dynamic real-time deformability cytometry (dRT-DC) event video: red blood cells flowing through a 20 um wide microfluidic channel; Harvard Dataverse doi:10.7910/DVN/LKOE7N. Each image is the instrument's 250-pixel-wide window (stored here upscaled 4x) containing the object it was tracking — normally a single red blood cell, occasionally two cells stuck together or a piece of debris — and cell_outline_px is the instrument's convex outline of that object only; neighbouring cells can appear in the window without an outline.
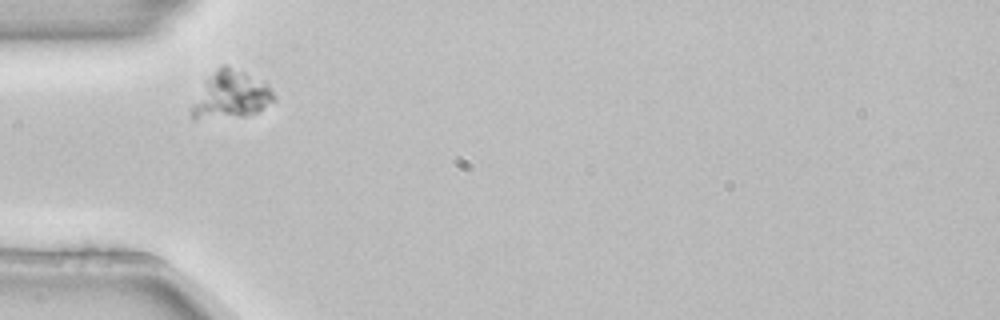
{"species": "common noctule bat (a hibernating species)", "species_latin": "Nyctalus noctula", "temperature_condition": "room temperature", "stored_images_in_passage": 4, "camera_frame_rate_fps": 3000, "um_per_image_px": 0.085, "animal": {"sex": "female", "body_mass_g": 22.7, "forearm_length_mm": 54.2}, "frame": {"image": 1, "passage_image": 2, "time_ms": 0.333, "image_size_px": [1000, 320], "cell_outline_px": [[276, 100], [256, 112], [248, 116], [196, 120], [192, 120], [192, 104], [204, 80], [220, 64], [224, 64], [264, 80], [268, 84]], "centroid_in_image_um": [19.61, 8.07], "position_along_channel_um": 65.4, "area_um2": 23.06}}